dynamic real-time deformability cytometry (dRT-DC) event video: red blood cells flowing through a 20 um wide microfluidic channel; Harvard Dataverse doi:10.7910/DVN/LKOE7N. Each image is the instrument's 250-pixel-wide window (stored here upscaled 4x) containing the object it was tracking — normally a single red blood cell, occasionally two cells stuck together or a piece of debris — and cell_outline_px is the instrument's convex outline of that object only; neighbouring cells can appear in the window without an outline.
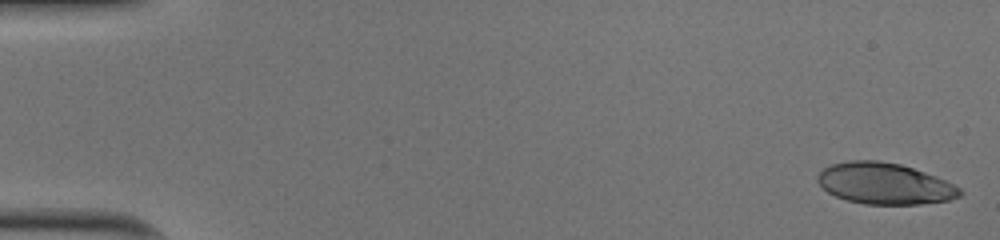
{"species": "human", "species_latin": "Homo sapiens", "temperature_condition": "cold", "stored_images_in_passage": 51, "camera_frame_rate_fps": 3000, "um_per_image_px": 0.085, "donor": {"sex": "male"}, "frame": {"image": 1, "passage_image": 1, "time_ms": 0.0, "image_size_px": [1000, 240], "cell_outline_px": [[964, 192], [960, 196], [948, 200], [920, 204], [864, 204], [848, 200], [836, 196], [828, 192], [816, 180], [816, 176], [824, 168], [832, 164], [852, 160], [880, 160], [900, 164], [936, 176], [960, 188]], "centroid_in_image_um": [75.19, 15.6], "position_along_channel_um": 9.8, "area_um2": 34.04}}
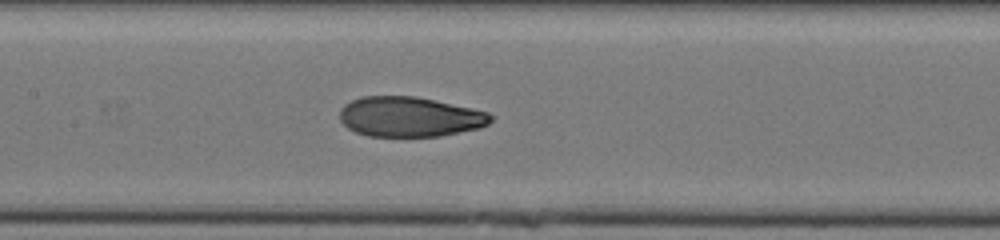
{"frame": {"image": 2, "passage_image": 25, "time_ms": 8.0, "image_size_px": [1000, 240], "cell_outline_px": [[496, 116], [488, 124], [480, 128], [440, 136], [368, 136], [356, 132], [348, 128], [340, 120], [340, 108], [344, 104], [352, 100], [364, 96], [416, 96], [472, 108], [488, 112]], "centroid_in_image_um": [34.84, 9.92], "position_along_channel_um": 172.6, "area_um2": 35.32}}
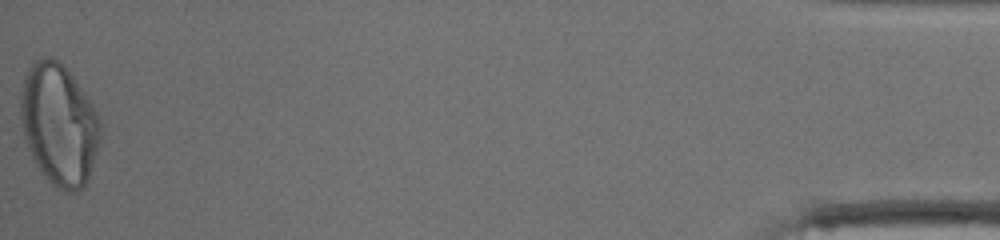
{"frame": {"image": 3, "passage_image": 51, "time_ms": 16.667, "image_size_px": [1000, 240], "cell_outline_px": [[100, 136], [96, 152], [88, 180], [76, 192], [68, 192], [52, 184], [48, 180], [32, 160], [24, 136], [20, 120], [20, 96], [24, 76], [32, 64], [36, 60], [48, 56], [56, 60], [72, 76], [84, 92], [92, 104], [100, 120]], "centroid_in_image_um": [4.99, 10.59], "position_along_channel_um": 430.2, "area_um2": 55.89}, "authors_computed_cell_mechanics": {"area_um2": 35.8938, "velocity_mm_per_s": 4.0392, "shape_relaxation_time_tau1_ms": 6.1641, "shape_relaxation_time_tau2_ms": 1.3087, "deformation_change_tau1": 0.2737, "deformation_change_tau2": 0.0725}}